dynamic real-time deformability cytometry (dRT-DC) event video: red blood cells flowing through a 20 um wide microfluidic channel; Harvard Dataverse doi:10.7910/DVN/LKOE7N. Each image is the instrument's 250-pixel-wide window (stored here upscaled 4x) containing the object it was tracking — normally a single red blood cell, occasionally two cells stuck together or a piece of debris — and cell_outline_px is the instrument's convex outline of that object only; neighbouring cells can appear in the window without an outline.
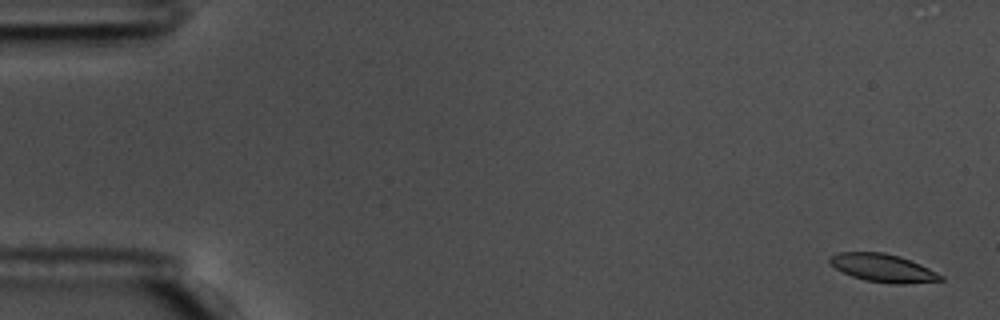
{"species": "common noctule bat (a hibernating species)", "species_latin": "Nyctalus noctula", "temperature_condition": "warm", "stored_images_in_passage": 59, "camera_frame_rate_fps": 3000, "um_per_image_px": 0.085, "animal": {"sex": "male", "body_mass_g": 17.5, "forearm_length_mm": 52.3}, "frame": {"image": 1, "passage_image": 3, "time_ms": 0.667, "image_size_px": [1000, 320], "cell_outline_px": [[944, 280], [900, 284], [892, 284], [864, 280], [852, 276], [836, 268], [828, 260], [828, 256], [840, 252], [884, 252], [900, 256], [920, 264], [944, 276]], "centroid_in_image_um": [75.05, 22.77], "position_along_channel_um": 10.0, "area_um2": 18.03}}
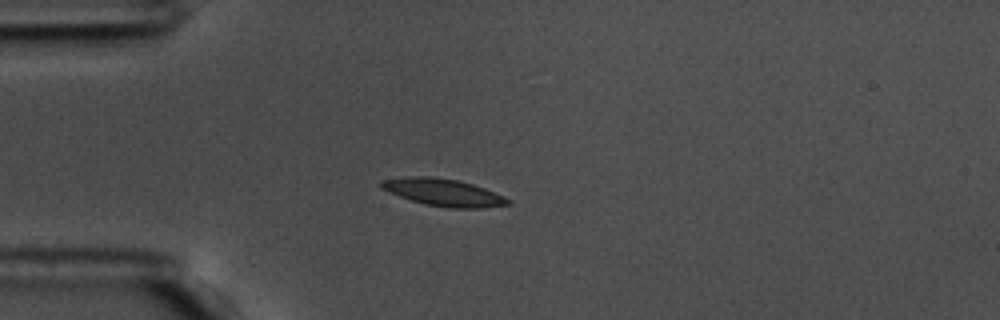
{"frame": {"image": 2, "passage_image": 17, "time_ms": 5.333, "image_size_px": [1000, 320], "cell_outline_px": [[512, 204], [480, 208], [448, 208], [424, 204], [400, 196], [380, 188], [380, 184], [384, 180], [408, 176], [432, 176], [456, 180], [472, 184], [484, 188], [504, 196], [512, 200]], "centroid_in_image_um": [37.73, 16.36], "position_along_channel_um": 47.3, "area_um2": 20.0}}
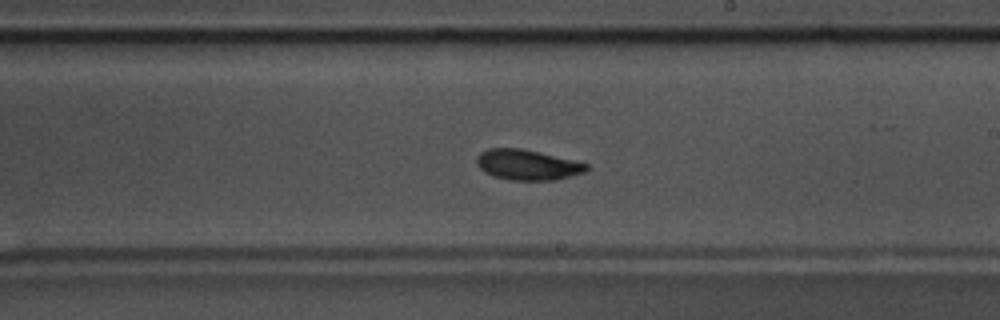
{"frame": {"image": 3, "passage_image": 35, "time_ms": 11.333, "image_size_px": [1000, 320], "cell_outline_px": [[588, 168], [584, 172], [556, 180], [508, 180], [492, 176], [484, 172], [476, 164], [476, 156], [480, 152], [488, 148], [520, 148], [572, 160], [588, 164]], "centroid_in_image_um": [44.76, 14.01], "position_along_channel_um": 244.2, "area_um2": 19.36}, "authors_computed_cell_mechanics": {"area_um2": 19.0162, "velocity_mm_per_s": 3.5776, "shape_relaxation_time_tau1_ms": 3.2528, "shape_relaxation_time_tau2_ms": 2.8167, "deformation_change_tau1": 0.1292, "deformation_change_tau2": 0.0787}}